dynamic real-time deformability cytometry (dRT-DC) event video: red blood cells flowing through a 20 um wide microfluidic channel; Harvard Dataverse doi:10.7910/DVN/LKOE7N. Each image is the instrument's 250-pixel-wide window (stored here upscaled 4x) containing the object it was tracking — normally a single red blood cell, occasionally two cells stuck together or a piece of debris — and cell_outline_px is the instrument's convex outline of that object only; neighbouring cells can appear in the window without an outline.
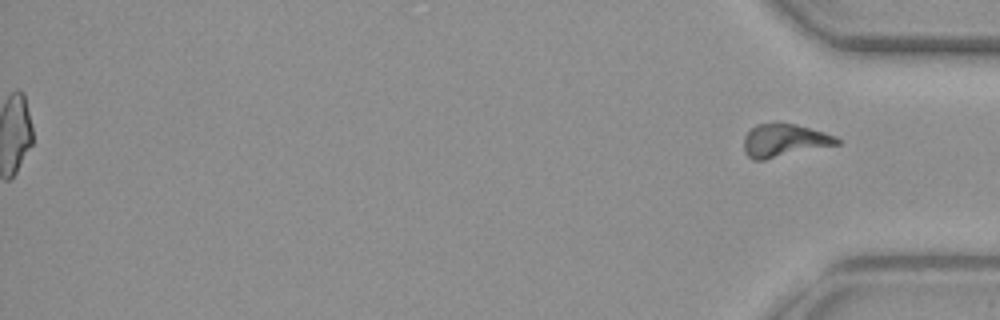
{"species": "common noctule bat (a hibernating species)", "species_latin": "Nyctalus noctula", "temperature_condition": "warm", "stored_images_in_passage": 54, "segment_of_instrument_passage": [2, 2], "camera_frame_rate_fps": 3000, "um_per_image_px": 0.085, "animal": {"sex": "female", "body_mass_g": 29.2, "forearm_length_mm": 56.3}, "frame": {"image": 1, "passage_image": 54, "time_ms": 17.667, "image_size_px": [1000, 320], "cell_outline_px": [[840, 144], [764, 160], [752, 160], [744, 152], [744, 136], [756, 124], [796, 124], [824, 132], [836, 136], [840, 140]], "centroid_in_image_um": [66.67, 11.96], "position_along_channel_um": 368.5, "area_um2": 17.74}}